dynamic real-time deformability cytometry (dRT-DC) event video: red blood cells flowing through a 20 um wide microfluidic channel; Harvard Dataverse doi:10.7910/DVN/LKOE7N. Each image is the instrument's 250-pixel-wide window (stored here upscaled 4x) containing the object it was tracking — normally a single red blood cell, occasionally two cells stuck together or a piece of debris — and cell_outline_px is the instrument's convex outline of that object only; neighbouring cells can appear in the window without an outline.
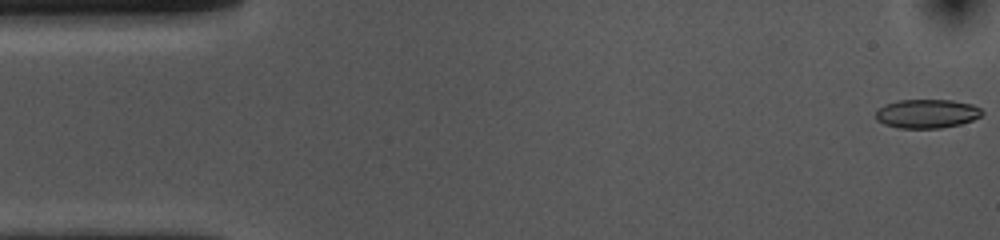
{"species": "common noctule bat (a hibernating species)", "species_latin": "Nyctalus noctula", "temperature_condition": "cold", "stored_images_in_passage": 55, "camera_frame_rate_fps": 3000, "um_per_image_px": 0.085, "animal": {"sex": "female", "body_mass_g": 10.0, "forearm_length_mm": 53.1}, "frame": {"image": 1, "passage_image": 1, "time_ms": 0.0, "image_size_px": [1000, 240], "cell_outline_px": [[984, 112], [980, 116], [972, 120], [960, 124], [940, 128], [900, 128], [884, 124], [876, 120], [876, 112], [884, 104], [896, 100], [952, 100], [972, 104], [980, 108]], "centroid_in_image_um": [78.78, 9.66], "position_along_channel_um": 6.2, "area_um2": 17.92}}
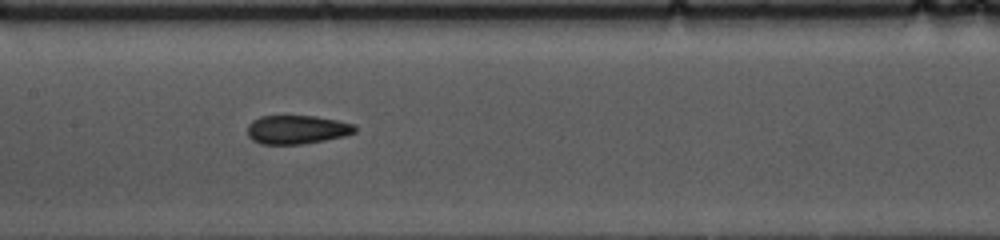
{"frame": {"image": 2, "passage_image": 25, "time_ms": 8.0, "image_size_px": [1000, 240], "cell_outline_px": [[356, 132], [344, 136], [304, 144], [260, 144], [252, 140], [248, 136], [248, 124], [252, 120], [260, 116], [316, 116], [356, 124]], "centroid_in_image_um": [25.23, 11.01], "position_along_channel_um": 182.2, "area_um2": 18.09}}
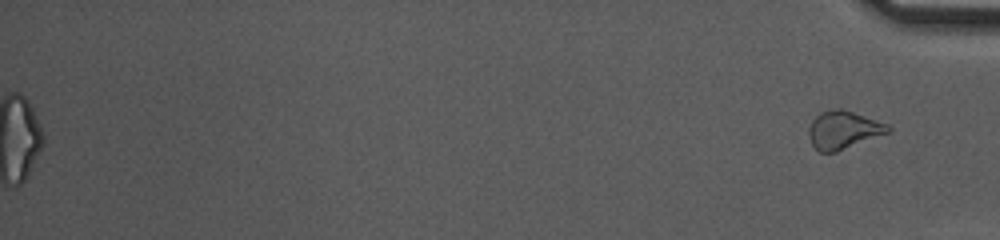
{"frame": {"image": 3, "passage_image": 55, "time_ms": 18.0, "image_size_px": [1000, 240], "cell_outline_px": [[892, 132], [836, 152], [820, 152], [812, 144], [808, 136], [808, 128], [812, 120], [820, 112], [836, 108], [844, 108], [888, 124], [892, 128]], "centroid_in_image_um": [71.72, 11.03], "position_along_channel_um": 363.5, "area_um2": 17.86}, "authors_computed_cell_mechanics": {"area_um2": 18.5538, "velocity_mm_per_s": 3.6326, "shape_relaxation_time_tau1_ms": 4.918, "shape_relaxation_time_tau2_ms": 2.828, "deformation_change_tau1": 0.1308, "deformation_change_tau2": 0.1017}}